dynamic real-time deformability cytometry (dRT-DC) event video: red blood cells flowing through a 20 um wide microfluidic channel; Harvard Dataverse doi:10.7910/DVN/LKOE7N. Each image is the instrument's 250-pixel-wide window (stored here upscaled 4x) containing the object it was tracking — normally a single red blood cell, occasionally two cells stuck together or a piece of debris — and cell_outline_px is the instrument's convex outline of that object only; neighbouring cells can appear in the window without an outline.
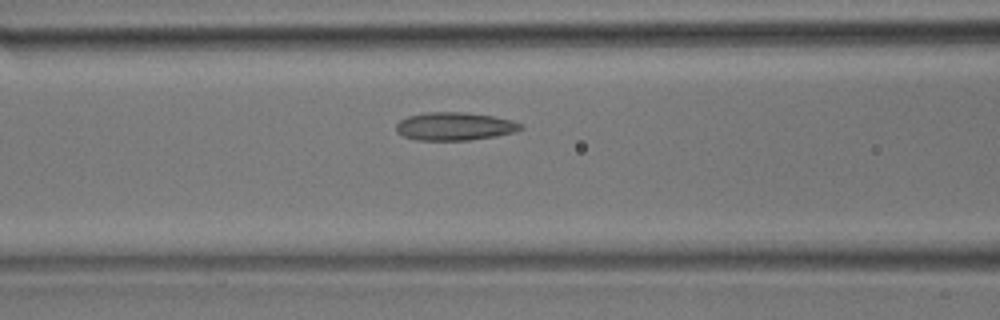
{"species": "common noctule bat (a hibernating species)", "species_latin": "Nyctalus noctula", "temperature_condition": "room temperature", "stored_images_in_passage": 34, "camera_frame_rate_fps": 3000, "um_per_image_px": 0.085, "animal": {"sex": "male", "body_mass_g": 17.9}, "frame": {"image": 1, "passage_image": 12, "time_ms": 3.667, "image_size_px": [1000, 320], "cell_outline_px": [[524, 128], [516, 132], [496, 136], [468, 140], [416, 140], [404, 136], [396, 132], [396, 124], [400, 120], [408, 116], [428, 112], [460, 112], [492, 116], [512, 120], [524, 124]], "centroid_in_image_um": [38.67, 10.74], "position_along_channel_um": 127.9, "area_um2": 20.4}}
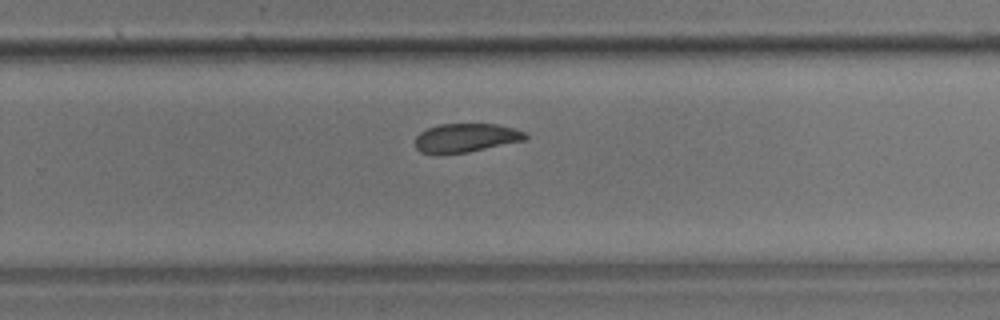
{"frame": {"image": 2, "passage_image": 21, "time_ms": 6.667, "image_size_px": [1000, 320], "cell_outline_px": [[528, 140], [468, 152], [440, 156], [432, 156], [420, 152], [416, 148], [416, 136], [420, 132], [428, 128], [440, 124], [496, 124], [512, 128], [524, 132], [528, 136]], "centroid_in_image_um": [39.56, 11.75], "position_along_channel_um": 290.2, "area_um2": 18.96}}
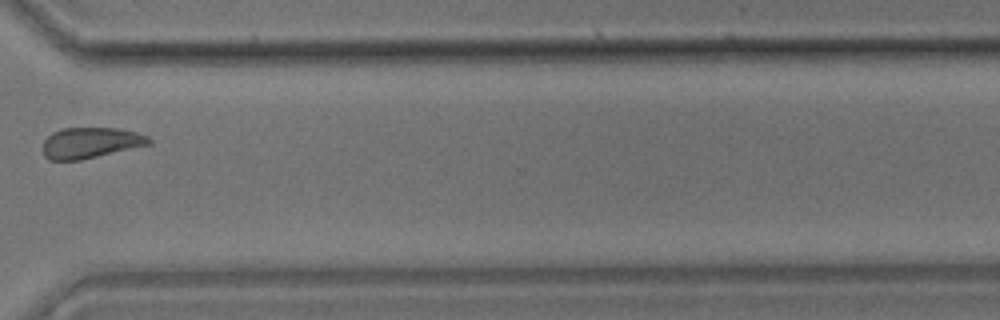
{"frame": {"image": 3, "passage_image": 25, "time_ms": 8.0, "image_size_px": [1000, 320], "cell_outline_px": [[152, 144], [80, 160], [48, 160], [44, 156], [44, 140], [52, 132], [64, 128], [120, 128], [136, 132], [148, 136], [152, 140]], "centroid_in_image_um": [7.72, 12.13], "position_along_channel_um": 362.9, "area_um2": 19.07}}